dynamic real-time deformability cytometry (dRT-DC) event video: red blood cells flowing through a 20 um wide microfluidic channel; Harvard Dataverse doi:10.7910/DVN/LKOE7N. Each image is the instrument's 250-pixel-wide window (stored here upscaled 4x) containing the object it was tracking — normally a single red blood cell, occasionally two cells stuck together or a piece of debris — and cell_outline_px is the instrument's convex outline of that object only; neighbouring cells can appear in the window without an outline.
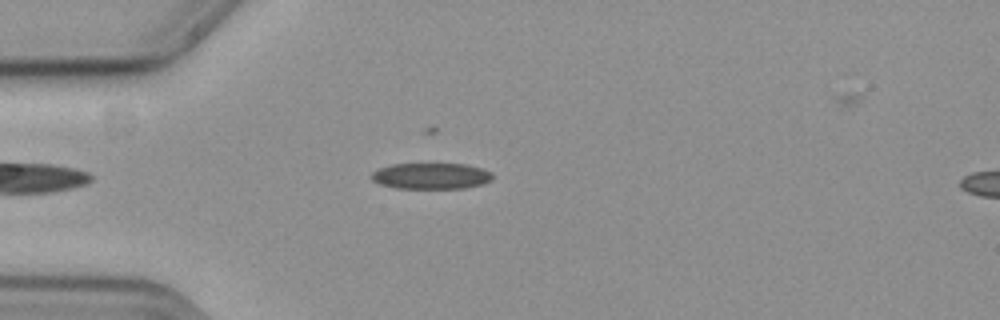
{"species": "common noctule bat (a hibernating species)", "species_latin": "Nyctalus noctula", "temperature_condition": "cold", "stored_images_in_passage": 40, "camera_frame_rate_fps": 3000, "um_per_image_px": 0.085, "animal": {"sex": "female", "body_mass_g": 19.3, "forearm_length_mm": 54.1}, "frame": {"image": 1, "passage_image": 5, "time_ms": 1.333, "image_size_px": [1000, 320], "cell_outline_px": [[492, 180], [480, 184], [464, 188], [400, 188], [380, 184], [372, 180], [372, 172], [380, 168], [392, 164], [468, 164], [492, 172]], "centroid_in_image_um": [36.66, 14.95], "position_along_channel_um": 48.3, "area_um2": 18.21}}
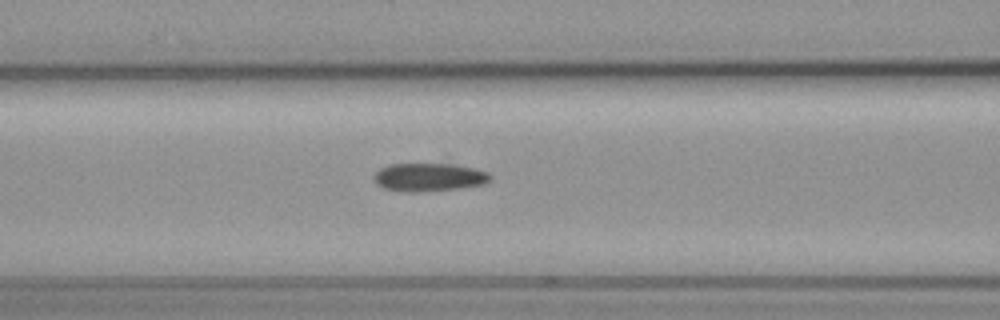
{"frame": {"image": 2, "passage_image": 13, "time_ms": 4.0, "image_size_px": [1000, 320], "cell_outline_px": [[492, 176], [484, 184], [460, 188], [420, 192], [400, 192], [384, 188], [376, 184], [372, 176], [380, 168], [388, 164], [452, 164], [472, 168], [488, 172]], "centroid_in_image_um": [36.41, 15.07], "position_along_channel_um": 130.2, "area_um2": 19.19}}
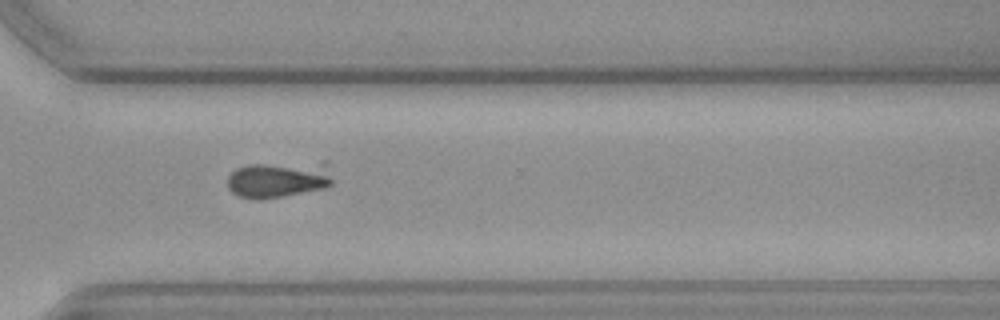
{"frame": {"image": 3, "passage_image": 31, "time_ms": 10.0, "image_size_px": [1000, 320], "cell_outline_px": [[332, 184], [324, 188], [264, 200], [240, 196], [232, 192], [228, 188], [228, 176], [236, 168], [248, 164], [324, 160], [328, 160], [332, 180]], "centroid_in_image_um": [23.75, 15.2], "position_along_channel_um": 346.9, "area_um2": 23.06}}